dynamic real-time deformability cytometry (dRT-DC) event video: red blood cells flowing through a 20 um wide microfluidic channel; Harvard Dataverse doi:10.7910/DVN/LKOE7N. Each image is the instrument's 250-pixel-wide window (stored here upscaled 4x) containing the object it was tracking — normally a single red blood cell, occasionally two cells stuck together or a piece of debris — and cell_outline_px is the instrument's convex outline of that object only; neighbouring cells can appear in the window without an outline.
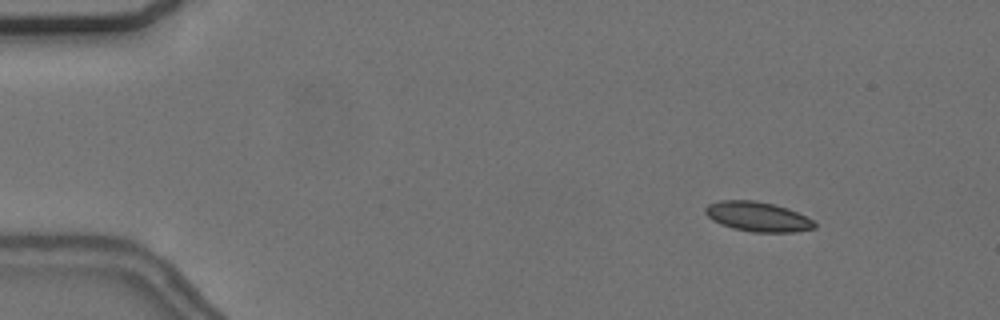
{"species": "common noctule bat (a hibernating species)", "species_latin": "Nyctalus noctula", "temperature_condition": "cold", "stored_images_in_passage": 10, "camera_frame_rate_fps": 3000, "um_per_image_px": 0.085, "animal": {"sex": "female", "body_mass_g": 24.6, "forearm_length_mm": 56.2}, "frame": {"image": 1, "passage_image": 2, "time_ms": 0.333, "image_size_px": [1000, 320], "cell_outline_px": [[816, 228], [796, 232], [752, 232], [732, 228], [720, 224], [712, 220], [704, 212], [704, 208], [708, 204], [720, 200], [756, 200], [788, 208], [812, 220], [816, 224]], "centroid_in_image_um": [64.38, 18.42], "position_along_channel_um": 20.6, "area_um2": 18.96}}